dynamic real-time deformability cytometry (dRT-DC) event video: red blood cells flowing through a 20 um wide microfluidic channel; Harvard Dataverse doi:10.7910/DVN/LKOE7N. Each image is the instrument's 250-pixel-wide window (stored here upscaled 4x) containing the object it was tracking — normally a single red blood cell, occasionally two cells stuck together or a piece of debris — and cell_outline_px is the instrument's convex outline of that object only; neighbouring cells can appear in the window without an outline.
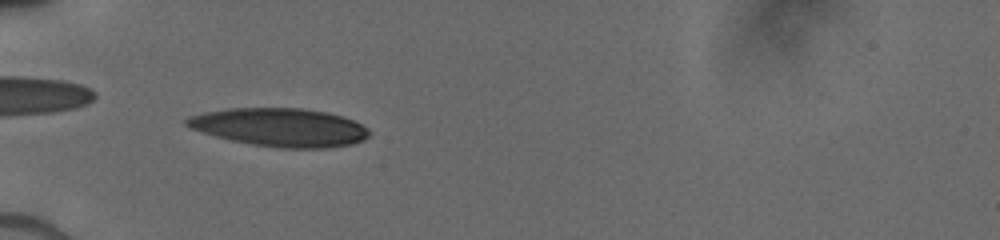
{"species": "human", "species_latin": "Homo sapiens", "temperature_condition": "cold", "stored_images_in_passage": 24, "camera_frame_rate_fps": 3000, "um_per_image_px": 0.085, "donor": {"sex": "male"}, "frame": {"image": 1, "passage_image": 6, "time_ms": 2.0, "image_size_px": [1000, 240], "cell_outline_px": [[372, 132], [364, 140], [352, 144], [328, 148], [276, 148], [252, 144], [232, 140], [216, 136], [192, 128], [184, 124], [184, 120], [188, 116], [204, 112], [228, 108], [300, 108], [328, 112], [344, 116], [368, 128]], "centroid_in_image_um": [23.83, 10.82], "position_along_channel_um": 61.2, "area_um2": 40.86}}
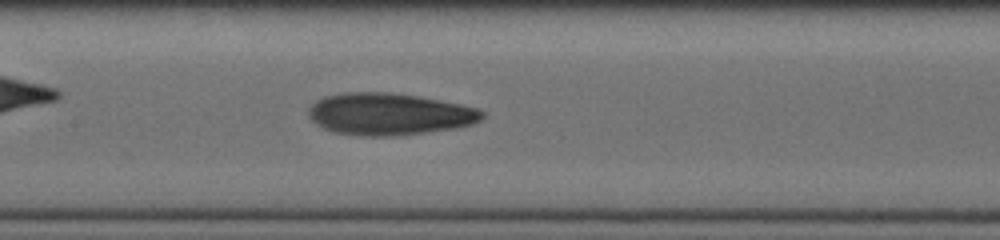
{"frame": {"image": 2, "passage_image": 15, "time_ms": 5.0, "image_size_px": [1000, 240], "cell_outline_px": [[484, 116], [480, 120], [472, 124], [456, 128], [396, 136], [360, 136], [336, 132], [324, 128], [316, 124], [308, 116], [308, 112], [312, 104], [316, 100], [324, 96], [344, 92], [388, 92], [416, 96], [460, 104], [476, 108], [484, 112]], "centroid_in_image_um": [33.06, 9.7], "position_along_channel_um": 174.3, "area_um2": 42.37}}
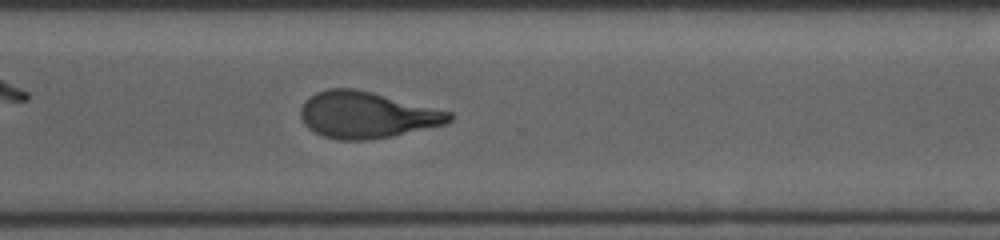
{"frame": {"image": 3, "passage_image": 24, "time_ms": 9.0, "image_size_px": [1000, 240], "cell_outline_px": [[452, 120], [444, 124], [392, 136], [368, 140], [340, 140], [324, 136], [308, 128], [304, 124], [300, 116], [300, 108], [304, 100], [316, 92], [328, 88], [356, 88], [452, 112]], "centroid_in_image_um": [31.13, 9.76], "position_along_channel_um": 339.5, "area_um2": 40.17}}